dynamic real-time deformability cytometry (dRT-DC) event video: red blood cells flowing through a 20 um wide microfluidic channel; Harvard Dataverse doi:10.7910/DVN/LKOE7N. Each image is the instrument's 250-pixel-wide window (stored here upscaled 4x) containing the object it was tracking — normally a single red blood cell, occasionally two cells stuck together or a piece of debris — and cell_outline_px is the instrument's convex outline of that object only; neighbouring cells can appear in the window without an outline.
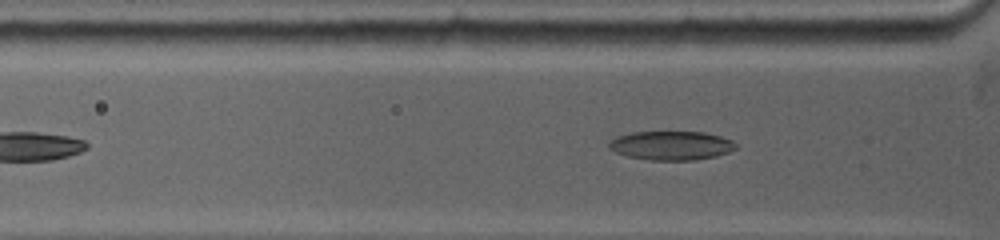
{"species": "common noctule bat (a hibernating species)", "species_latin": "Nyctalus noctula", "temperature_condition": "warm", "stored_images_in_passage": 8, "camera_frame_rate_fps": 5000, "um_per_image_px": 0.085, "animal": {"sex": "female", "body_mass_g": 19.0, "forearm_length_mm": 53.3}, "frame": {"image": 1, "passage_image": 7, "time_ms": 0.8, "image_size_px": [1000, 240], "cell_outline_px": [[736, 148], [728, 152], [716, 156], [696, 160], [648, 160], [628, 156], [616, 152], [608, 148], [608, 144], [612, 140], [620, 136], [632, 132], [704, 132], [720, 136], [732, 140], [736, 144]], "centroid_in_image_um": [57.08, 12.37], "position_along_channel_um": 68.7, "area_um2": 21.27}}